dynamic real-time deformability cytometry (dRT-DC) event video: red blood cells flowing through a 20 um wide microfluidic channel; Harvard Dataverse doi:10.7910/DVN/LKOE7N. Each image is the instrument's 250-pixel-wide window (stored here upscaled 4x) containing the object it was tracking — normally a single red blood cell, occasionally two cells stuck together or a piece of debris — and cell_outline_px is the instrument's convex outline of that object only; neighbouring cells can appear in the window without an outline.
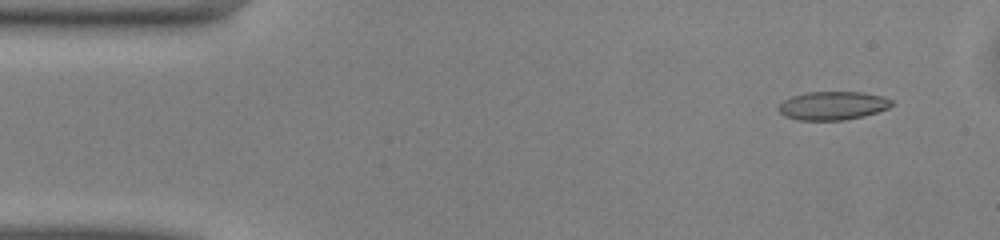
{"species": "common noctule bat (a hibernating species)", "species_latin": "Nyctalus noctula", "temperature_condition": "warm", "stored_images_in_passage": 49, "camera_frame_rate_fps": 3000, "um_per_image_px": 0.085, "animal": {"sex": "male", "body_mass_g": 13.0, "forearm_length_mm": 53.1}, "frame": {"image": 1, "passage_image": 4, "time_ms": 1.0, "image_size_px": [1000, 240], "cell_outline_px": [[896, 104], [888, 108], [864, 116], [844, 120], [800, 120], [784, 116], [780, 112], [780, 104], [784, 100], [792, 96], [808, 92], [860, 92], [880, 96], [892, 100]], "centroid_in_image_um": [70.81, 8.98], "position_along_channel_um": 14.2, "area_um2": 18.61}}
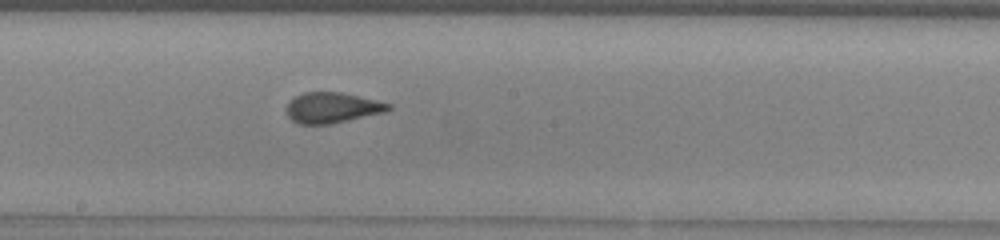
{"frame": {"image": 2, "passage_image": 26, "time_ms": 8.333, "image_size_px": [1000, 240], "cell_outline_px": [[392, 108], [388, 112], [332, 124], [296, 124], [288, 116], [288, 104], [296, 96], [304, 92], [340, 92], [392, 104]], "centroid_in_image_um": [28.29, 9.17], "position_along_channel_um": 219.9, "area_um2": 18.15}}
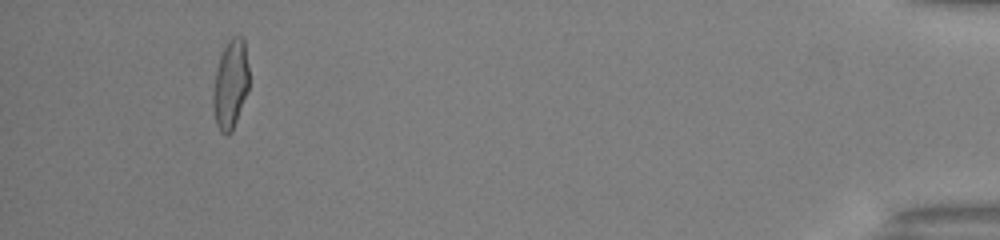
{"frame": {"image": 3, "passage_image": 46, "time_ms": 15.0, "image_size_px": [1000, 240], "cell_outline_px": [[248, 88], [232, 132], [228, 136], [224, 136], [220, 132], [216, 124], [212, 108], [212, 96], [216, 68], [220, 56], [228, 40], [232, 36], [240, 36], [244, 40], [248, 68]], "centroid_in_image_um": [19.56, 7.21], "position_along_channel_um": 415.6, "area_um2": 18.67}, "authors_computed_cell_mechanics": {"area_um2": 18.6694, "velocity_mm_per_s": 4.1232, "shape_relaxation_time_tau1_ms": 7.9838, "shape_relaxation_time_tau2_ms": 0.8851, "deformation_change_tau1": 0.2468, "deformation_change_tau2": 0.088}}